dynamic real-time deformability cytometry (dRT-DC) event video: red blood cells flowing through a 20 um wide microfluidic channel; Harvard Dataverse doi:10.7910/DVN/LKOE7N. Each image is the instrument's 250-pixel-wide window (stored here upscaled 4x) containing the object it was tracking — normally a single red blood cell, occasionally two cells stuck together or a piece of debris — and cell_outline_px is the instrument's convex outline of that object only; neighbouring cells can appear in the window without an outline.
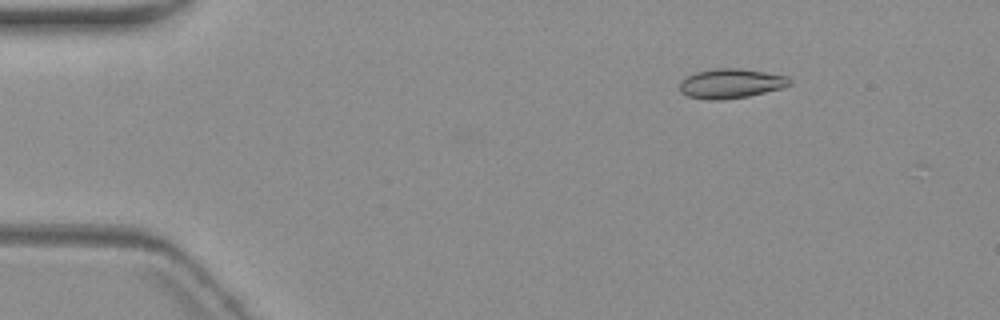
{"species": "common noctule bat (a hibernating species)", "species_latin": "Nyctalus noctula", "temperature_condition": "warm", "stored_images_in_passage": 5, "camera_frame_rate_fps": 3000, "um_per_image_px": 0.085, "animal": {"sex": "female", "body_mass_g": 19.3, "forearm_length_mm": 54.1}, "frame": {"image": 1, "passage_image": 3, "time_ms": 2.667, "image_size_px": [1000, 320], "cell_outline_px": [[792, 84], [780, 88], [748, 96], [724, 100], [708, 100], [688, 96], [680, 92], [680, 80], [696, 72], [716, 68], [740, 68], [788, 76], [792, 80]], "centroid_in_image_um": [62.11, 7.1], "position_along_channel_um": 22.9, "area_um2": 18.96}}